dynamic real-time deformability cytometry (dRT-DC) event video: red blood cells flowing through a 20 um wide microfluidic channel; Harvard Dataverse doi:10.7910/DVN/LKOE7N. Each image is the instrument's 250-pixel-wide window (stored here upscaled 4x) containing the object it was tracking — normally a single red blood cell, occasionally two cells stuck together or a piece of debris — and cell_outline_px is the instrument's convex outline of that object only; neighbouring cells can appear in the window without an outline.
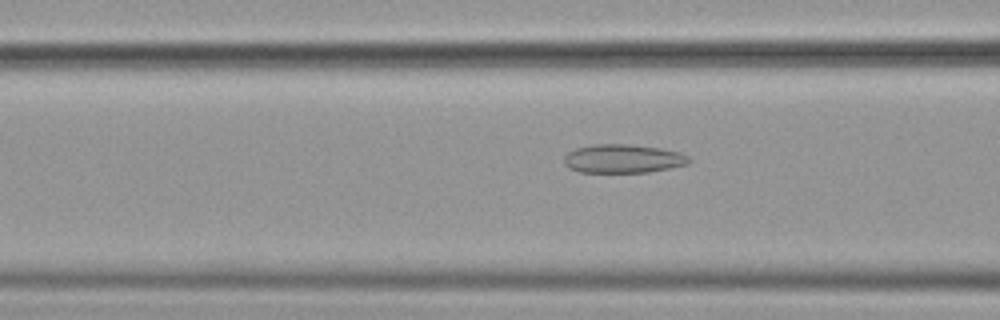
{"species": "common noctule bat (a hibernating species)", "species_latin": "Nyctalus noctula", "temperature_condition": "cold", "stored_images_in_passage": 56, "camera_frame_rate_fps": 3000, "um_per_image_px": 0.085, "animal": {"sex": "female", "body_mass_g": 19.9}, "frame": {"image": 1, "passage_image": 23, "time_ms": 7.333, "image_size_px": [1000, 320], "cell_outline_px": [[692, 160], [688, 164], [648, 172], [580, 172], [568, 168], [564, 164], [564, 156], [568, 152], [576, 148], [592, 144], [628, 144], [660, 148], [680, 152], [688, 156]], "centroid_in_image_um": [52.94, 13.48], "position_along_channel_um": 113.7, "area_um2": 20.92}}
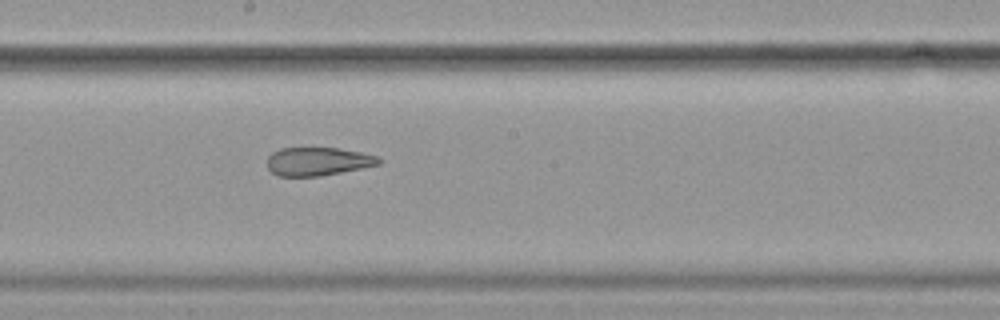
{"frame": {"image": 2, "passage_image": 32, "time_ms": 10.333, "image_size_px": [1000, 320], "cell_outline_px": [[384, 160], [380, 164], [320, 176], [276, 176], [268, 168], [268, 156], [272, 152], [280, 148], [336, 148], [360, 152], [376, 156]], "centroid_in_image_um": [27.0, 13.72], "position_along_channel_um": 221.2, "area_um2": 18.32}}
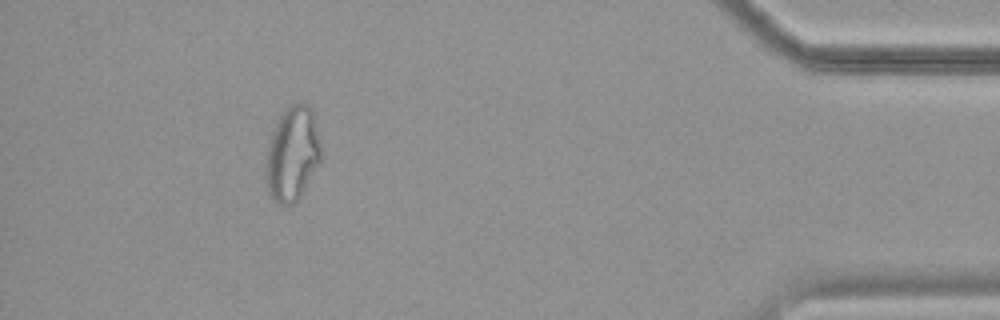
{"frame": {"image": 3, "passage_image": 52, "time_ms": 17.0, "image_size_px": [1000, 320], "cell_outline_px": [[320, 160], [300, 196], [292, 204], [276, 204], [268, 192], [264, 180], [264, 164], [272, 132], [280, 116], [292, 104], [308, 104], [312, 108], [320, 144]], "centroid_in_image_um": [24.81, 13.11], "position_along_channel_um": 410.4, "area_um2": 30.06}}